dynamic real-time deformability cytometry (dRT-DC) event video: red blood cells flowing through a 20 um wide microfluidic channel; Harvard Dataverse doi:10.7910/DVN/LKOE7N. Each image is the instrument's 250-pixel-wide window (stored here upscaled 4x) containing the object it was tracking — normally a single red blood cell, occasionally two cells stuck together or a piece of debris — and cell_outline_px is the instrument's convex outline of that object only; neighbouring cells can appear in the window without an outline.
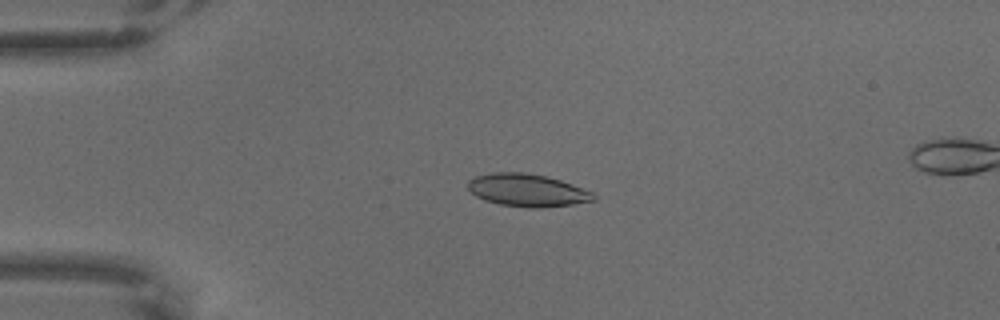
{"species": "common noctule bat (a hibernating species)", "species_latin": "Nyctalus noctula", "temperature_condition": "warm", "stored_images_in_passage": 53, "camera_frame_rate_fps": 3000, "um_per_image_px": 0.085, "animal": {"sex": "male", "body_mass_g": 18.8}, "frame": {"image": 1, "passage_image": 5, "time_ms": 1.333, "image_size_px": [1000, 320], "cell_outline_px": [[596, 200], [572, 204], [540, 208], [528, 208], [500, 204], [484, 200], [476, 196], [468, 188], [468, 180], [476, 176], [492, 172], [524, 172], [548, 176], [572, 184], [592, 192], [596, 196]], "centroid_in_image_um": [44.81, 16.16], "position_along_channel_um": 40.2, "area_um2": 23.93}}
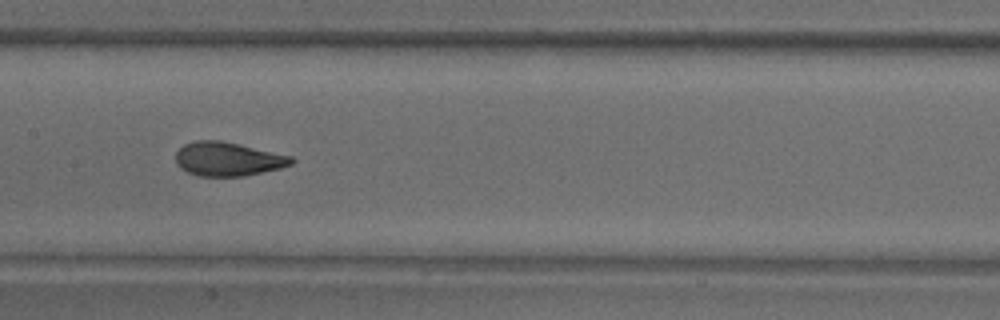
{"frame": {"image": 2, "passage_image": 22, "time_ms": 7.0, "image_size_px": [1000, 320], "cell_outline_px": [[296, 160], [292, 164], [280, 168], [244, 176], [200, 176], [188, 172], [180, 168], [176, 164], [176, 152], [184, 144], [196, 140], [220, 140], [240, 144], [292, 156]], "centroid_in_image_um": [19.37, 13.51], "position_along_channel_um": 188.0, "area_um2": 22.89}}
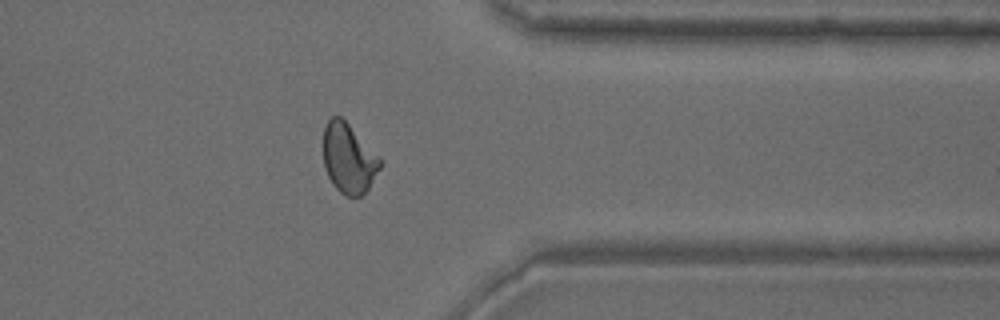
{"frame": {"image": 3, "passage_image": 41, "time_ms": 13.333, "image_size_px": [1000, 320], "cell_outline_px": [[384, 160], [380, 168], [368, 188], [360, 196], [344, 196], [332, 184], [328, 176], [324, 164], [324, 128], [328, 120], [332, 116], [340, 116]], "centroid_in_image_um": [29.65, 13.47], "position_along_channel_um": 381.8, "area_um2": 22.95}}